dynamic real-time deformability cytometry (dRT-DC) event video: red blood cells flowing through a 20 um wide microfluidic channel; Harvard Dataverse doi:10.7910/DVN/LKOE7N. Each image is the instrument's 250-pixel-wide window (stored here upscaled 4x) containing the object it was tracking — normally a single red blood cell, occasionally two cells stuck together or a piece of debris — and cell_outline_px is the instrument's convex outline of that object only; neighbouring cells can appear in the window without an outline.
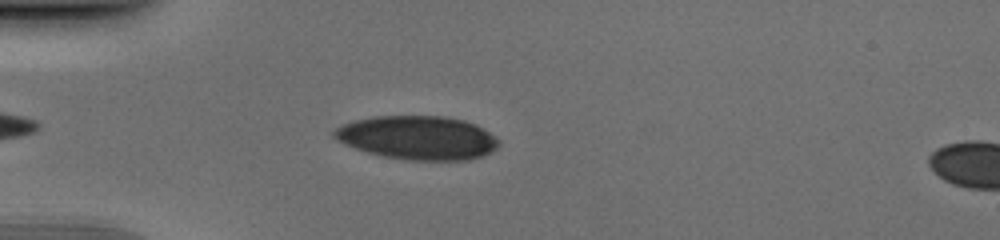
{"species": "human", "species_latin": "Homo sapiens", "temperature_condition": "cold", "stored_images_in_passage": 7, "camera_frame_rate_fps": 3000, "um_per_image_px": 0.085, "donor": {"sex": "male"}, "frame": {"image": 1, "passage_image": 4, "time_ms": 1.0, "image_size_px": [1000, 240], "cell_outline_px": [[500, 144], [492, 152], [468, 160], [408, 160], [384, 156], [368, 152], [344, 144], [336, 140], [332, 136], [332, 132], [340, 124], [352, 120], [372, 116], [444, 116], [464, 120], [476, 124], [496, 136], [500, 140]], "centroid_in_image_um": [35.49, 11.69], "position_along_channel_um": 49.5, "area_um2": 42.25}}